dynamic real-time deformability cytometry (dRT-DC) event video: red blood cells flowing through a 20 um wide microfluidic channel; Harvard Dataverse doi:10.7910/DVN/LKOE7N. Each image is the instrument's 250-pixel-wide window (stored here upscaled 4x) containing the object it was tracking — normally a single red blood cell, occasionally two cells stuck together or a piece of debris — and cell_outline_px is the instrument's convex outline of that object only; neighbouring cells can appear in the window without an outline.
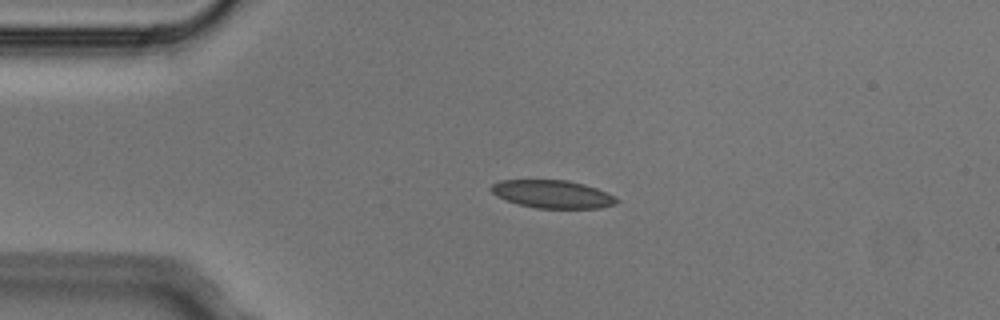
{"species": "Egyptian fruit bat (a non-hibernating species)", "species_latin": "Rousettus aegyptiacus", "temperature_condition": "cold", "stored_images_in_passage": 4, "camera_frame_rate_fps": 3000, "um_per_image_px": 0.085, "animal": {"sex": "male"}, "frame": {"image": 1, "passage_image": 2, "time_ms": 0.333, "image_size_px": [1000, 320], "cell_outline_px": [[620, 200], [616, 204], [600, 208], [536, 208], [520, 204], [496, 196], [488, 188], [492, 184], [500, 180], [568, 180], [584, 184], [596, 188]], "centroid_in_image_um": [46.94, 16.5], "position_along_channel_um": 38.1, "area_um2": 20.29}}
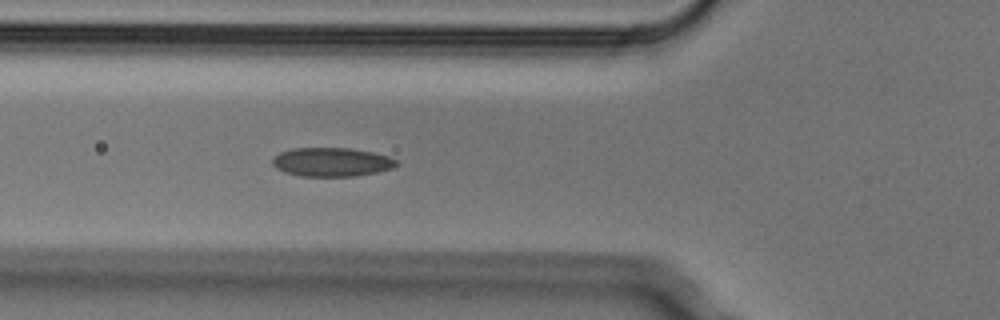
{"frame": {"image": 2, "passage_image": 4, "time_ms": 1.0, "image_size_px": [1000, 320], "cell_outline_px": [[400, 164], [392, 168], [376, 172], [356, 176], [300, 176], [284, 172], [276, 168], [272, 164], [272, 160], [280, 152], [292, 148], [348, 148], [372, 152], [388, 156], [396, 160]], "centroid_in_image_um": [28.19, 13.77], "position_along_channel_um": 97.6, "area_um2": 20.81}}